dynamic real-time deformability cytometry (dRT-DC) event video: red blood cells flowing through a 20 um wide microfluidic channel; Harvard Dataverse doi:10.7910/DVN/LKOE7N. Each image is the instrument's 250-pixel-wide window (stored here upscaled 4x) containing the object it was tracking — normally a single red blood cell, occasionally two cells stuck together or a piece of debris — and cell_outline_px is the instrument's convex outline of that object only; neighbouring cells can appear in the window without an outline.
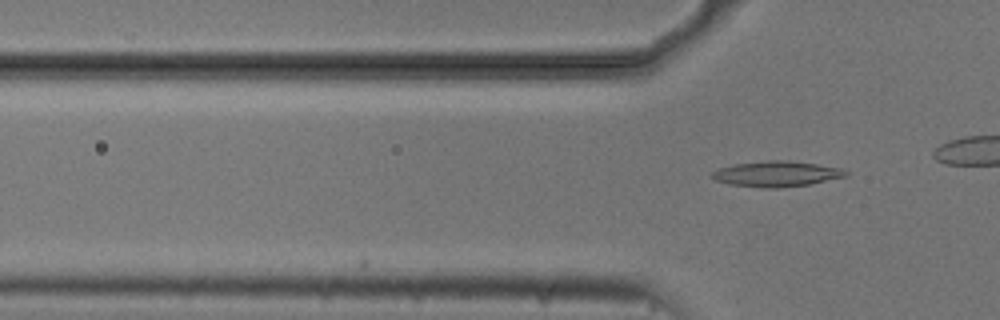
{"species": "common noctule bat (a hibernating species)", "species_latin": "Nyctalus noctula", "temperature_condition": "cold", "stored_images_in_passage": 5, "camera_frame_rate_fps": 3000, "um_per_image_px": 0.085, "animal": {"sex": "male", "body_mass_g": 20.5, "forearm_length_mm": 52.5}, "frame": {"image": 1, "passage_image": 5, "time_ms": 1.333, "image_size_px": [1000, 320], "cell_outline_px": [[848, 176], [808, 184], [780, 188], [764, 188], [728, 184], [716, 180], [712, 176], [712, 172], [720, 168], [732, 164], [768, 160], [788, 160], [844, 168], [848, 172]], "centroid_in_image_um": [66.03, 14.77], "position_along_channel_um": 59.8, "area_um2": 19.94}}